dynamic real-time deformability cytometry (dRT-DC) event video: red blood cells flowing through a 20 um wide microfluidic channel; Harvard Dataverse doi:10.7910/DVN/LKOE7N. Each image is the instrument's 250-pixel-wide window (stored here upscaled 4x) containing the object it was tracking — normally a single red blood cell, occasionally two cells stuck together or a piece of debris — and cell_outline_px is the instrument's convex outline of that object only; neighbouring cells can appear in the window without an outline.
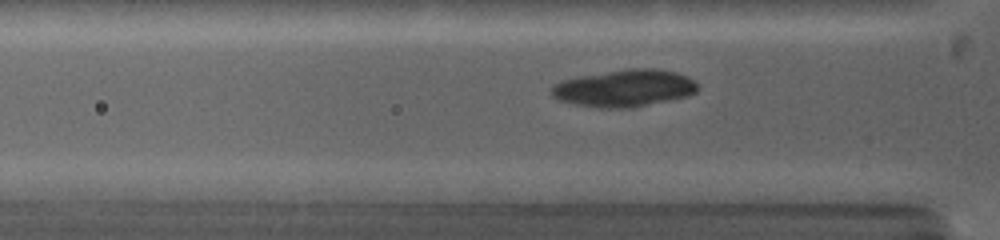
{"species": "common noctule bat (a hibernating species)", "species_latin": "Nyctalus noctula", "temperature_condition": "warm", "stored_images_in_passage": 70, "camera_frame_rate_fps": 5000, "um_per_image_px": 0.085, "animal": {"sex": "female", "body_mass_g": 19.0, "forearm_length_mm": 53.3}, "frame": {"image": 1, "passage_image": 20, "time_ms": 3.0, "image_size_px": [1000, 240], "cell_outline_px": [[700, 88], [696, 92], [688, 96], [632, 108], [600, 108], [576, 104], [560, 100], [552, 96], [552, 84], [560, 80], [576, 76], [632, 68], [656, 68], [676, 72], [688, 76]], "centroid_in_image_um": [53.07, 7.49], "position_along_channel_um": 72.7, "area_um2": 31.79}}
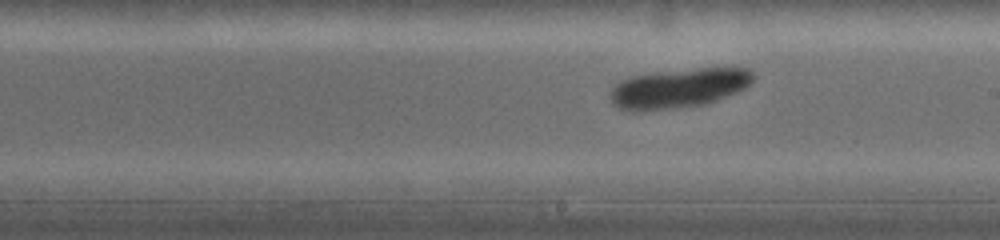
{"frame": {"image": 2, "passage_image": 44, "time_ms": 6.8, "image_size_px": [1000, 240], "cell_outline_px": [[752, 80], [744, 88], [736, 92], [708, 104], [640, 112], [632, 112], [620, 108], [612, 104], [608, 96], [608, 92], [620, 80], [632, 76], [652, 72], [700, 68], [748, 68], [752, 72]], "centroid_in_image_um": [57.6, 7.51], "position_along_channel_um": 231.4, "area_um2": 33.18}}
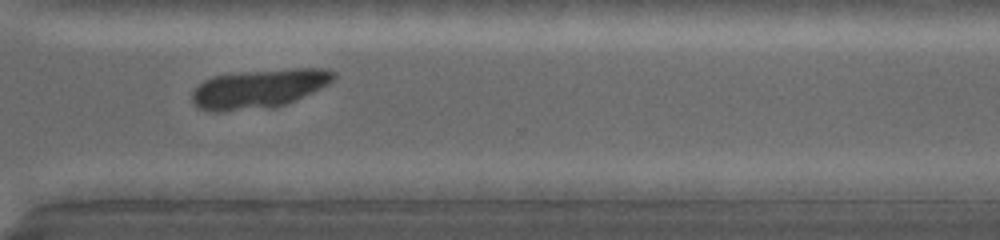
{"frame": {"image": 3, "passage_image": 62, "time_ms": 9.6, "image_size_px": [1000, 240], "cell_outline_px": [[336, 76], [328, 84], [312, 92], [276, 108], [220, 112], [212, 112], [196, 108], [192, 104], [192, 92], [204, 80], [212, 76], [244, 72], [292, 68], [328, 68], [336, 72]], "centroid_in_image_um": [21.99, 7.55], "position_along_channel_um": 348.6, "area_um2": 32.48}}